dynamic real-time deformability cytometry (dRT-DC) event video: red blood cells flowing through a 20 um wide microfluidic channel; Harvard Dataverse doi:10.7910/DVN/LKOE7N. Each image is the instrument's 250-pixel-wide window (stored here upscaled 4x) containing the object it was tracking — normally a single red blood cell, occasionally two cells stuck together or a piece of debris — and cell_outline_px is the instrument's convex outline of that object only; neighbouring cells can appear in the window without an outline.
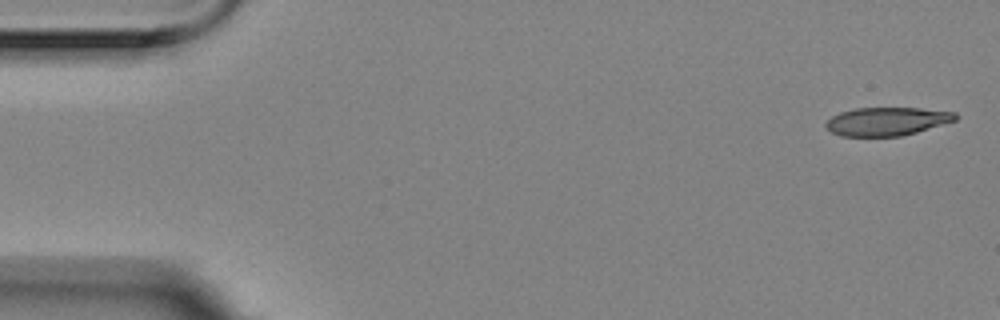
{"species": "Egyptian fruit bat (a non-hibernating species)", "species_latin": "Rousettus aegyptiacus", "temperature_condition": "room temperature", "stored_images_in_passage": 3, "camera_frame_rate_fps": 3000, "um_per_image_px": 0.085, "animal": {"sex": "female"}, "frame": {"image": 1, "passage_image": 1, "time_ms": 0.0, "image_size_px": [1000, 320], "cell_outline_px": [[960, 116], [956, 120], [916, 132], [900, 136], [840, 136], [832, 132], [824, 124], [832, 116], [840, 112], [856, 108], [920, 108], [956, 112]], "centroid_in_image_um": [75.4, 10.31], "position_along_channel_um": 9.6, "area_um2": 21.33}}